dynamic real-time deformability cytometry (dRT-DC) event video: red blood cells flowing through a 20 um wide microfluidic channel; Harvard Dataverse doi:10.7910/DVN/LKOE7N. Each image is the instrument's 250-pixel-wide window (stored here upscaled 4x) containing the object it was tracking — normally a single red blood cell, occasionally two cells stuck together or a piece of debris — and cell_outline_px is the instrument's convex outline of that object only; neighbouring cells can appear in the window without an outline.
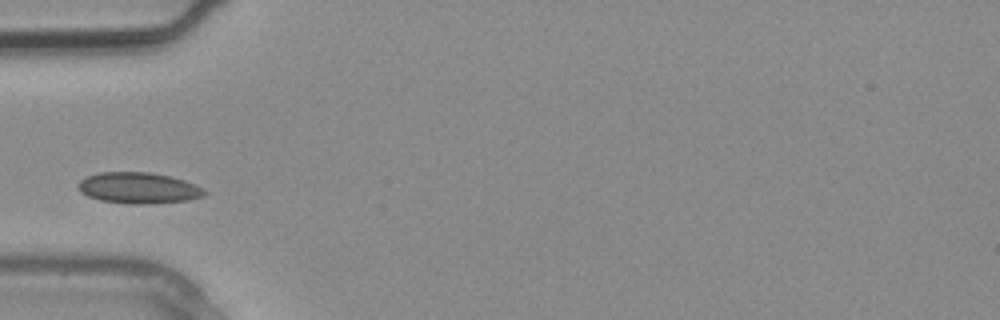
{"species": "common noctule bat (a hibernating species)", "species_latin": "Nyctalus noctula", "temperature_condition": "warm", "stored_images_in_passage": 3, "camera_frame_rate_fps": 3000, "um_per_image_px": 0.085, "animal": {"sex": "male", "body_mass_g": 20.4}, "frame": {"image": 1, "passage_image": 3, "time_ms": 0.667, "image_size_px": [1000, 320], "cell_outline_px": [[208, 192], [204, 196], [188, 200], [148, 204], [128, 204], [100, 200], [88, 196], [80, 192], [76, 188], [76, 184], [80, 180], [88, 176], [100, 172], [148, 172], [168, 176], [184, 180]], "centroid_in_image_um": [11.72, 15.98], "position_along_channel_um": 73.3, "area_um2": 22.83}}